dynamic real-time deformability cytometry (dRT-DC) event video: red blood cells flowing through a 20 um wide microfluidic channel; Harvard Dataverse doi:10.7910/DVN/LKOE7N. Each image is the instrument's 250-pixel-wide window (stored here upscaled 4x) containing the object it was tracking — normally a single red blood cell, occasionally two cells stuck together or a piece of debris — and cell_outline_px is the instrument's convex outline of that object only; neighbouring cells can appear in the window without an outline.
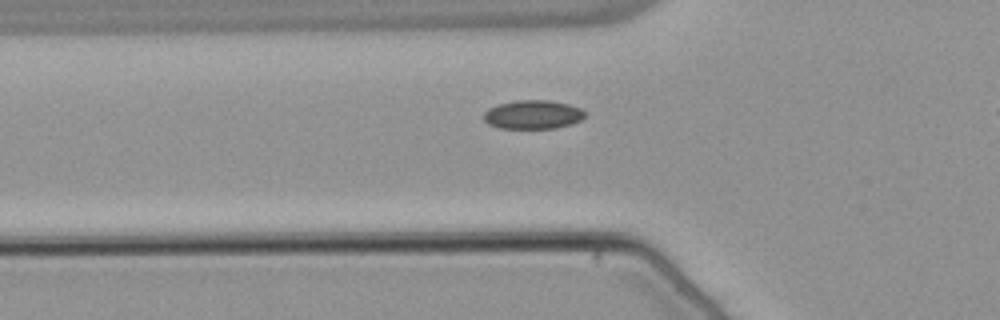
{"species": "common noctule bat (a hibernating species)", "species_latin": "Nyctalus noctula", "temperature_condition": "warm", "stored_images_in_passage": 40, "camera_frame_rate_fps": 3000, "um_per_image_px": 0.085, "animal": {"sex": "male", "body_mass_g": 21.5, "forearm_length_mm": 52.0}, "frame": {"image": 1, "passage_image": 11, "time_ms": 3.333, "image_size_px": [1000, 320], "cell_outline_px": [[584, 116], [580, 120], [572, 124], [556, 128], [500, 128], [488, 124], [484, 120], [484, 112], [488, 108], [496, 104], [516, 100], [548, 100], [568, 104], [580, 108], [584, 112]], "centroid_in_image_um": [45.26, 9.73], "position_along_channel_um": 80.5, "area_um2": 16.99}}
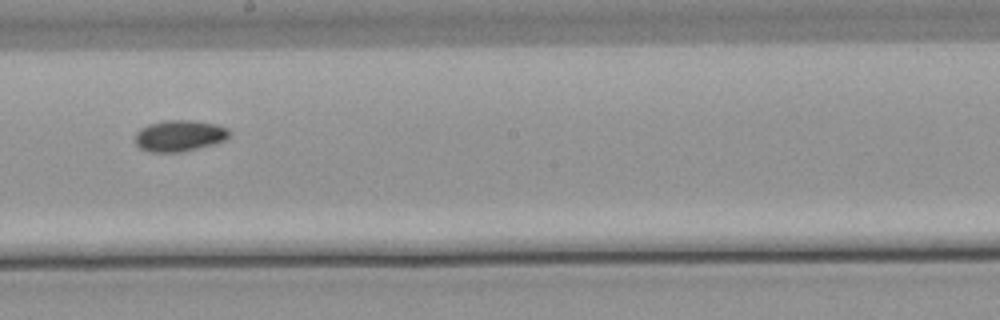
{"frame": {"image": 2, "passage_image": 23, "time_ms": 7.333, "image_size_px": [1000, 320], "cell_outline_px": [[232, 132], [224, 140], [212, 144], [180, 152], [148, 152], [140, 148], [136, 144], [136, 132], [140, 128], [148, 124], [164, 120], [192, 120], [216, 124], [228, 128]], "centroid_in_image_um": [15.24, 11.53], "position_along_channel_um": 233.0, "area_um2": 17.17}}
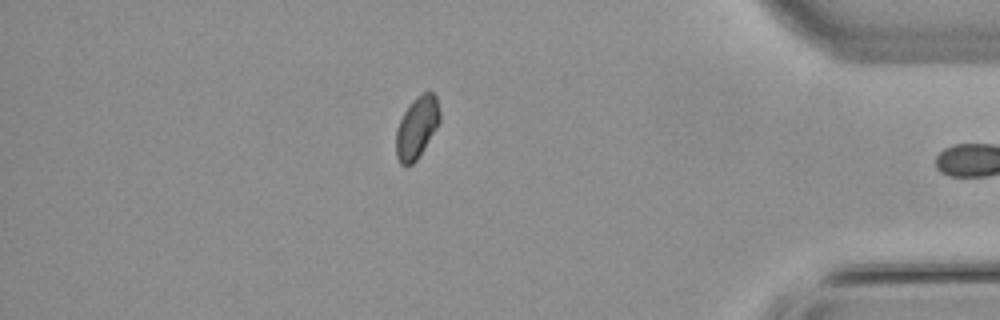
{"frame": {"image": 3, "passage_image": 39, "time_ms": 12.667, "image_size_px": [1000, 320], "cell_outline_px": [[440, 120], [436, 128], [416, 160], [412, 164], [404, 168], [400, 164], [396, 156], [396, 128], [404, 112], [412, 100], [416, 96], [424, 92], [432, 92], [436, 96], [440, 112]], "centroid_in_image_um": [35.41, 10.84], "position_along_channel_um": 399.8, "area_um2": 15.72}, "authors_computed_cell_mechanics": {"area_um2": 16.7331, "velocity_mm_per_s": 3.8087, "shape_relaxation_time_tau1_ms": 9.8235, "shape_relaxation_time_tau2_ms": 7.217, "deformation_change_tau1": 0.1104, "deformation_change_tau2": 0.0637}}